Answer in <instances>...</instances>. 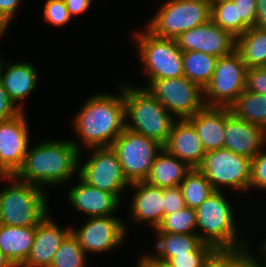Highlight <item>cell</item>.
Returning <instances> with one entry per match:
<instances>
[{
    "label": "cell",
    "instance_id": "6da1fadb",
    "mask_svg": "<svg viewBox=\"0 0 266 267\" xmlns=\"http://www.w3.org/2000/svg\"><path fill=\"white\" fill-rule=\"evenodd\" d=\"M117 87L118 93L103 92L89 96L73 116L70 127L79 139H72V142L80 152L82 147L84 150L110 147L125 129L122 83Z\"/></svg>",
    "mask_w": 266,
    "mask_h": 267
},
{
    "label": "cell",
    "instance_id": "7a4b0ae2",
    "mask_svg": "<svg viewBox=\"0 0 266 267\" xmlns=\"http://www.w3.org/2000/svg\"><path fill=\"white\" fill-rule=\"evenodd\" d=\"M79 156L80 151L71 139H44L29 147L14 176L44 190L47 186H63L75 180L74 175L78 176Z\"/></svg>",
    "mask_w": 266,
    "mask_h": 267
},
{
    "label": "cell",
    "instance_id": "3957f363",
    "mask_svg": "<svg viewBox=\"0 0 266 267\" xmlns=\"http://www.w3.org/2000/svg\"><path fill=\"white\" fill-rule=\"evenodd\" d=\"M125 128L166 144L176 120L146 88L122 82Z\"/></svg>",
    "mask_w": 266,
    "mask_h": 267
},
{
    "label": "cell",
    "instance_id": "277c9868",
    "mask_svg": "<svg viewBox=\"0 0 266 267\" xmlns=\"http://www.w3.org/2000/svg\"><path fill=\"white\" fill-rule=\"evenodd\" d=\"M0 179L10 183L0 191V224L36 227L50 214L44 189L20 181L14 175L0 176Z\"/></svg>",
    "mask_w": 266,
    "mask_h": 267
},
{
    "label": "cell",
    "instance_id": "5b68a950",
    "mask_svg": "<svg viewBox=\"0 0 266 267\" xmlns=\"http://www.w3.org/2000/svg\"><path fill=\"white\" fill-rule=\"evenodd\" d=\"M223 192L215 190L196 209L197 235L215 249L248 247L249 239L239 235L233 205Z\"/></svg>",
    "mask_w": 266,
    "mask_h": 267
},
{
    "label": "cell",
    "instance_id": "8992f818",
    "mask_svg": "<svg viewBox=\"0 0 266 267\" xmlns=\"http://www.w3.org/2000/svg\"><path fill=\"white\" fill-rule=\"evenodd\" d=\"M144 30V31H142ZM133 32L134 46L137 49V59L147 76V83L152 80L177 78L184 76L182 50L175 39L159 38L146 28Z\"/></svg>",
    "mask_w": 266,
    "mask_h": 267
},
{
    "label": "cell",
    "instance_id": "52a82bcc",
    "mask_svg": "<svg viewBox=\"0 0 266 267\" xmlns=\"http://www.w3.org/2000/svg\"><path fill=\"white\" fill-rule=\"evenodd\" d=\"M211 20L208 0H166L146 24L159 38L176 39L180 34Z\"/></svg>",
    "mask_w": 266,
    "mask_h": 267
},
{
    "label": "cell",
    "instance_id": "ba28073f",
    "mask_svg": "<svg viewBox=\"0 0 266 267\" xmlns=\"http://www.w3.org/2000/svg\"><path fill=\"white\" fill-rule=\"evenodd\" d=\"M251 168L252 159L220 148L206 152L197 169L209 180L214 190L223 191L226 187L227 190L230 188L245 193L250 191Z\"/></svg>",
    "mask_w": 266,
    "mask_h": 267
},
{
    "label": "cell",
    "instance_id": "9c48e42d",
    "mask_svg": "<svg viewBox=\"0 0 266 267\" xmlns=\"http://www.w3.org/2000/svg\"><path fill=\"white\" fill-rule=\"evenodd\" d=\"M146 88L175 119H188L203 109L204 91L185 76L152 80Z\"/></svg>",
    "mask_w": 266,
    "mask_h": 267
},
{
    "label": "cell",
    "instance_id": "30bf717a",
    "mask_svg": "<svg viewBox=\"0 0 266 267\" xmlns=\"http://www.w3.org/2000/svg\"><path fill=\"white\" fill-rule=\"evenodd\" d=\"M129 183L145 181L163 145L144 135L124 129L111 145Z\"/></svg>",
    "mask_w": 266,
    "mask_h": 267
},
{
    "label": "cell",
    "instance_id": "8fae6325",
    "mask_svg": "<svg viewBox=\"0 0 266 267\" xmlns=\"http://www.w3.org/2000/svg\"><path fill=\"white\" fill-rule=\"evenodd\" d=\"M91 157L82 163L79 156L78 176L87 184L102 191L120 196L129 188L130 183L124 176L121 163L112 147L87 149ZM82 163V164H81ZM127 188V189H126Z\"/></svg>",
    "mask_w": 266,
    "mask_h": 267
},
{
    "label": "cell",
    "instance_id": "7c38bea8",
    "mask_svg": "<svg viewBox=\"0 0 266 267\" xmlns=\"http://www.w3.org/2000/svg\"><path fill=\"white\" fill-rule=\"evenodd\" d=\"M247 69L236 51L219 57L211 81L203 89L205 105L229 107L245 90Z\"/></svg>",
    "mask_w": 266,
    "mask_h": 267
},
{
    "label": "cell",
    "instance_id": "4fadbf2b",
    "mask_svg": "<svg viewBox=\"0 0 266 267\" xmlns=\"http://www.w3.org/2000/svg\"><path fill=\"white\" fill-rule=\"evenodd\" d=\"M126 224L116 214L91 217L79 229L72 225L71 232L87 256L89 253L102 254L122 246L128 232Z\"/></svg>",
    "mask_w": 266,
    "mask_h": 267
},
{
    "label": "cell",
    "instance_id": "5bb4252c",
    "mask_svg": "<svg viewBox=\"0 0 266 267\" xmlns=\"http://www.w3.org/2000/svg\"><path fill=\"white\" fill-rule=\"evenodd\" d=\"M25 113L0 121V176L15 175L31 146V126Z\"/></svg>",
    "mask_w": 266,
    "mask_h": 267
},
{
    "label": "cell",
    "instance_id": "9a60e30c",
    "mask_svg": "<svg viewBox=\"0 0 266 267\" xmlns=\"http://www.w3.org/2000/svg\"><path fill=\"white\" fill-rule=\"evenodd\" d=\"M182 51H199L217 58L235 51L236 37L211 20L180 34L176 39Z\"/></svg>",
    "mask_w": 266,
    "mask_h": 267
},
{
    "label": "cell",
    "instance_id": "2e32d148",
    "mask_svg": "<svg viewBox=\"0 0 266 267\" xmlns=\"http://www.w3.org/2000/svg\"><path fill=\"white\" fill-rule=\"evenodd\" d=\"M266 144V130L235 117L226 107L224 146L232 152L252 159Z\"/></svg>",
    "mask_w": 266,
    "mask_h": 267
},
{
    "label": "cell",
    "instance_id": "e0dca14e",
    "mask_svg": "<svg viewBox=\"0 0 266 267\" xmlns=\"http://www.w3.org/2000/svg\"><path fill=\"white\" fill-rule=\"evenodd\" d=\"M39 71L29 61H6L0 56V82L16 106L24 111L25 98L37 89Z\"/></svg>",
    "mask_w": 266,
    "mask_h": 267
},
{
    "label": "cell",
    "instance_id": "ac0fdd59",
    "mask_svg": "<svg viewBox=\"0 0 266 267\" xmlns=\"http://www.w3.org/2000/svg\"><path fill=\"white\" fill-rule=\"evenodd\" d=\"M76 179H78L77 184L66 194L69 205H72L74 210L89 218L111 216L117 213L122 201L115 194L93 187L79 176Z\"/></svg>",
    "mask_w": 266,
    "mask_h": 267
},
{
    "label": "cell",
    "instance_id": "d6986e66",
    "mask_svg": "<svg viewBox=\"0 0 266 267\" xmlns=\"http://www.w3.org/2000/svg\"><path fill=\"white\" fill-rule=\"evenodd\" d=\"M71 226L61 227L48 214L37 226L31 252L21 267H49Z\"/></svg>",
    "mask_w": 266,
    "mask_h": 267
},
{
    "label": "cell",
    "instance_id": "ffe728a7",
    "mask_svg": "<svg viewBox=\"0 0 266 267\" xmlns=\"http://www.w3.org/2000/svg\"><path fill=\"white\" fill-rule=\"evenodd\" d=\"M129 188L135 192L130 204V219L135 223H148L152 230L156 229L164 217L163 188L150 185L146 181L130 183Z\"/></svg>",
    "mask_w": 266,
    "mask_h": 267
},
{
    "label": "cell",
    "instance_id": "44dd1931",
    "mask_svg": "<svg viewBox=\"0 0 266 267\" xmlns=\"http://www.w3.org/2000/svg\"><path fill=\"white\" fill-rule=\"evenodd\" d=\"M163 147L190 168H198L206 154L194 126L188 119L174 121L168 140Z\"/></svg>",
    "mask_w": 266,
    "mask_h": 267
},
{
    "label": "cell",
    "instance_id": "7402d4cb",
    "mask_svg": "<svg viewBox=\"0 0 266 267\" xmlns=\"http://www.w3.org/2000/svg\"><path fill=\"white\" fill-rule=\"evenodd\" d=\"M188 120L194 126L205 152L223 148L226 107L205 106Z\"/></svg>",
    "mask_w": 266,
    "mask_h": 267
},
{
    "label": "cell",
    "instance_id": "603a6c76",
    "mask_svg": "<svg viewBox=\"0 0 266 267\" xmlns=\"http://www.w3.org/2000/svg\"><path fill=\"white\" fill-rule=\"evenodd\" d=\"M155 231V232H153ZM155 237V249L146 255L154 261L166 264L175 255H188L195 252L204 242L197 234H177L152 230Z\"/></svg>",
    "mask_w": 266,
    "mask_h": 267
},
{
    "label": "cell",
    "instance_id": "cb8c5ba5",
    "mask_svg": "<svg viewBox=\"0 0 266 267\" xmlns=\"http://www.w3.org/2000/svg\"><path fill=\"white\" fill-rule=\"evenodd\" d=\"M36 227H15L0 224V251L15 267H21L28 258Z\"/></svg>",
    "mask_w": 266,
    "mask_h": 267
},
{
    "label": "cell",
    "instance_id": "d4e9b609",
    "mask_svg": "<svg viewBox=\"0 0 266 267\" xmlns=\"http://www.w3.org/2000/svg\"><path fill=\"white\" fill-rule=\"evenodd\" d=\"M191 169L185 162L171 155L163 147L157 154L145 181L160 188L178 186Z\"/></svg>",
    "mask_w": 266,
    "mask_h": 267
},
{
    "label": "cell",
    "instance_id": "484cf974",
    "mask_svg": "<svg viewBox=\"0 0 266 267\" xmlns=\"http://www.w3.org/2000/svg\"><path fill=\"white\" fill-rule=\"evenodd\" d=\"M235 51L247 68L266 67V27L248 28L236 38Z\"/></svg>",
    "mask_w": 266,
    "mask_h": 267
},
{
    "label": "cell",
    "instance_id": "4316f807",
    "mask_svg": "<svg viewBox=\"0 0 266 267\" xmlns=\"http://www.w3.org/2000/svg\"><path fill=\"white\" fill-rule=\"evenodd\" d=\"M229 109L235 117L266 130V95L244 90Z\"/></svg>",
    "mask_w": 266,
    "mask_h": 267
},
{
    "label": "cell",
    "instance_id": "83f0119b",
    "mask_svg": "<svg viewBox=\"0 0 266 267\" xmlns=\"http://www.w3.org/2000/svg\"><path fill=\"white\" fill-rule=\"evenodd\" d=\"M184 76L204 89L211 81L217 57L199 52L182 51Z\"/></svg>",
    "mask_w": 266,
    "mask_h": 267
},
{
    "label": "cell",
    "instance_id": "f1b7e54d",
    "mask_svg": "<svg viewBox=\"0 0 266 267\" xmlns=\"http://www.w3.org/2000/svg\"><path fill=\"white\" fill-rule=\"evenodd\" d=\"M186 207L197 209L215 190L209 180L197 169L192 168L180 184Z\"/></svg>",
    "mask_w": 266,
    "mask_h": 267
},
{
    "label": "cell",
    "instance_id": "f546056e",
    "mask_svg": "<svg viewBox=\"0 0 266 267\" xmlns=\"http://www.w3.org/2000/svg\"><path fill=\"white\" fill-rule=\"evenodd\" d=\"M248 247L215 249L205 260L203 267H254V253Z\"/></svg>",
    "mask_w": 266,
    "mask_h": 267
},
{
    "label": "cell",
    "instance_id": "4dcf8cb0",
    "mask_svg": "<svg viewBox=\"0 0 266 267\" xmlns=\"http://www.w3.org/2000/svg\"><path fill=\"white\" fill-rule=\"evenodd\" d=\"M211 21L234 37L242 35L248 27L238 19L237 6L229 1L211 4Z\"/></svg>",
    "mask_w": 266,
    "mask_h": 267
},
{
    "label": "cell",
    "instance_id": "1f68e13d",
    "mask_svg": "<svg viewBox=\"0 0 266 267\" xmlns=\"http://www.w3.org/2000/svg\"><path fill=\"white\" fill-rule=\"evenodd\" d=\"M87 257L71 232L59 246L49 267H87Z\"/></svg>",
    "mask_w": 266,
    "mask_h": 267
},
{
    "label": "cell",
    "instance_id": "d6a6232c",
    "mask_svg": "<svg viewBox=\"0 0 266 267\" xmlns=\"http://www.w3.org/2000/svg\"><path fill=\"white\" fill-rule=\"evenodd\" d=\"M157 229L160 232L197 234L196 210L185 207L175 213L164 215Z\"/></svg>",
    "mask_w": 266,
    "mask_h": 267
},
{
    "label": "cell",
    "instance_id": "836d02e7",
    "mask_svg": "<svg viewBox=\"0 0 266 267\" xmlns=\"http://www.w3.org/2000/svg\"><path fill=\"white\" fill-rule=\"evenodd\" d=\"M43 20L53 27H61L72 20L64 0H46L43 6Z\"/></svg>",
    "mask_w": 266,
    "mask_h": 267
},
{
    "label": "cell",
    "instance_id": "e575fe53",
    "mask_svg": "<svg viewBox=\"0 0 266 267\" xmlns=\"http://www.w3.org/2000/svg\"><path fill=\"white\" fill-rule=\"evenodd\" d=\"M215 248L208 244L203 243L195 252L188 253V255H175L166 265L168 267H203L205 260Z\"/></svg>",
    "mask_w": 266,
    "mask_h": 267
},
{
    "label": "cell",
    "instance_id": "d590c367",
    "mask_svg": "<svg viewBox=\"0 0 266 267\" xmlns=\"http://www.w3.org/2000/svg\"><path fill=\"white\" fill-rule=\"evenodd\" d=\"M251 189L266 191V144L252 158Z\"/></svg>",
    "mask_w": 266,
    "mask_h": 267
},
{
    "label": "cell",
    "instance_id": "8d00e7d4",
    "mask_svg": "<svg viewBox=\"0 0 266 267\" xmlns=\"http://www.w3.org/2000/svg\"><path fill=\"white\" fill-rule=\"evenodd\" d=\"M164 215L175 213L186 207L181 186L163 188Z\"/></svg>",
    "mask_w": 266,
    "mask_h": 267
},
{
    "label": "cell",
    "instance_id": "74e56055",
    "mask_svg": "<svg viewBox=\"0 0 266 267\" xmlns=\"http://www.w3.org/2000/svg\"><path fill=\"white\" fill-rule=\"evenodd\" d=\"M245 90L266 95V67L247 69Z\"/></svg>",
    "mask_w": 266,
    "mask_h": 267
},
{
    "label": "cell",
    "instance_id": "f35d334b",
    "mask_svg": "<svg viewBox=\"0 0 266 267\" xmlns=\"http://www.w3.org/2000/svg\"><path fill=\"white\" fill-rule=\"evenodd\" d=\"M237 6L238 19L248 28L256 26L257 0H232Z\"/></svg>",
    "mask_w": 266,
    "mask_h": 267
},
{
    "label": "cell",
    "instance_id": "ab89813d",
    "mask_svg": "<svg viewBox=\"0 0 266 267\" xmlns=\"http://www.w3.org/2000/svg\"><path fill=\"white\" fill-rule=\"evenodd\" d=\"M21 112L0 82V121L11 119Z\"/></svg>",
    "mask_w": 266,
    "mask_h": 267
},
{
    "label": "cell",
    "instance_id": "60d3db41",
    "mask_svg": "<svg viewBox=\"0 0 266 267\" xmlns=\"http://www.w3.org/2000/svg\"><path fill=\"white\" fill-rule=\"evenodd\" d=\"M22 0H0V21L8 29Z\"/></svg>",
    "mask_w": 266,
    "mask_h": 267
},
{
    "label": "cell",
    "instance_id": "b9f144b4",
    "mask_svg": "<svg viewBox=\"0 0 266 267\" xmlns=\"http://www.w3.org/2000/svg\"><path fill=\"white\" fill-rule=\"evenodd\" d=\"M70 16L73 18L80 14H85L92 6L94 0H64Z\"/></svg>",
    "mask_w": 266,
    "mask_h": 267
},
{
    "label": "cell",
    "instance_id": "7bdbcfd3",
    "mask_svg": "<svg viewBox=\"0 0 266 267\" xmlns=\"http://www.w3.org/2000/svg\"><path fill=\"white\" fill-rule=\"evenodd\" d=\"M256 26L266 27V0H257Z\"/></svg>",
    "mask_w": 266,
    "mask_h": 267
},
{
    "label": "cell",
    "instance_id": "ee69618b",
    "mask_svg": "<svg viewBox=\"0 0 266 267\" xmlns=\"http://www.w3.org/2000/svg\"><path fill=\"white\" fill-rule=\"evenodd\" d=\"M137 262L136 267H168L166 264L152 260L146 253H143Z\"/></svg>",
    "mask_w": 266,
    "mask_h": 267
},
{
    "label": "cell",
    "instance_id": "f6af8a7d",
    "mask_svg": "<svg viewBox=\"0 0 266 267\" xmlns=\"http://www.w3.org/2000/svg\"><path fill=\"white\" fill-rule=\"evenodd\" d=\"M259 251H260V255L262 253L261 258H259V260L262 259V262L258 260L257 256L255 257V255L257 254L255 253L254 254V267H266V249H259L258 253Z\"/></svg>",
    "mask_w": 266,
    "mask_h": 267
},
{
    "label": "cell",
    "instance_id": "bcb514c9",
    "mask_svg": "<svg viewBox=\"0 0 266 267\" xmlns=\"http://www.w3.org/2000/svg\"><path fill=\"white\" fill-rule=\"evenodd\" d=\"M0 267H15L1 251H0Z\"/></svg>",
    "mask_w": 266,
    "mask_h": 267
},
{
    "label": "cell",
    "instance_id": "7dc6e473",
    "mask_svg": "<svg viewBox=\"0 0 266 267\" xmlns=\"http://www.w3.org/2000/svg\"><path fill=\"white\" fill-rule=\"evenodd\" d=\"M7 30H9V29H7L4 25H3V23L0 21V38L2 37V36H4V34L6 33L7 34Z\"/></svg>",
    "mask_w": 266,
    "mask_h": 267
},
{
    "label": "cell",
    "instance_id": "c3c4849f",
    "mask_svg": "<svg viewBox=\"0 0 266 267\" xmlns=\"http://www.w3.org/2000/svg\"><path fill=\"white\" fill-rule=\"evenodd\" d=\"M257 249H266V239H264L260 245L258 247H256Z\"/></svg>",
    "mask_w": 266,
    "mask_h": 267
},
{
    "label": "cell",
    "instance_id": "681fc988",
    "mask_svg": "<svg viewBox=\"0 0 266 267\" xmlns=\"http://www.w3.org/2000/svg\"><path fill=\"white\" fill-rule=\"evenodd\" d=\"M210 4L221 2V1H229V0H208Z\"/></svg>",
    "mask_w": 266,
    "mask_h": 267
}]
</instances>
